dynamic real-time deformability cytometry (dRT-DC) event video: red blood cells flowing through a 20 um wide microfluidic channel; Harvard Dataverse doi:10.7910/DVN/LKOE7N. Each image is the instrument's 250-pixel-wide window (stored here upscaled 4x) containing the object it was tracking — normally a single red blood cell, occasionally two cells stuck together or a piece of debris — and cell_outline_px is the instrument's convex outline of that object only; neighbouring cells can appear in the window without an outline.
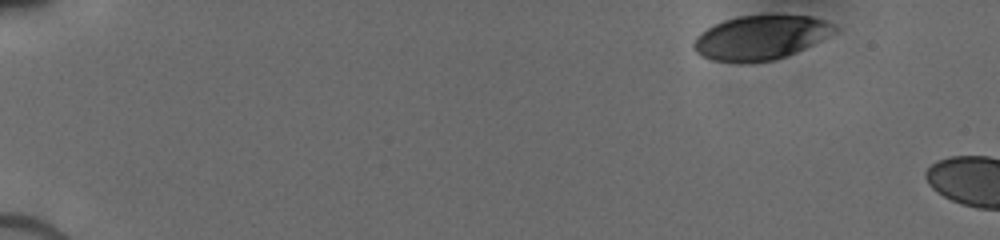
{"species": "human", "species_latin": "Homo sapiens", "temperature_condition": "cold", "stored_images_in_passage": 4, "camera_frame_rate_fps": 3000, "um_per_image_px": 0.085, "donor": {"sex": "male"}, "frame": {"image": 1, "passage_image": 1, "time_ms": 0.0, "image_size_px": [1000, 240], "cell_outline_px": [[840, 32], [804, 48], [784, 56], [772, 60], [740, 64], [712, 60], [696, 52], [692, 48], [692, 44], [696, 36], [700, 32], [724, 20], [740, 16], [812, 16], [824, 20], [840, 28]], "centroid_in_image_um": [64.66, 3.21], "position_along_channel_um": 20.3, "area_um2": 36.36}}